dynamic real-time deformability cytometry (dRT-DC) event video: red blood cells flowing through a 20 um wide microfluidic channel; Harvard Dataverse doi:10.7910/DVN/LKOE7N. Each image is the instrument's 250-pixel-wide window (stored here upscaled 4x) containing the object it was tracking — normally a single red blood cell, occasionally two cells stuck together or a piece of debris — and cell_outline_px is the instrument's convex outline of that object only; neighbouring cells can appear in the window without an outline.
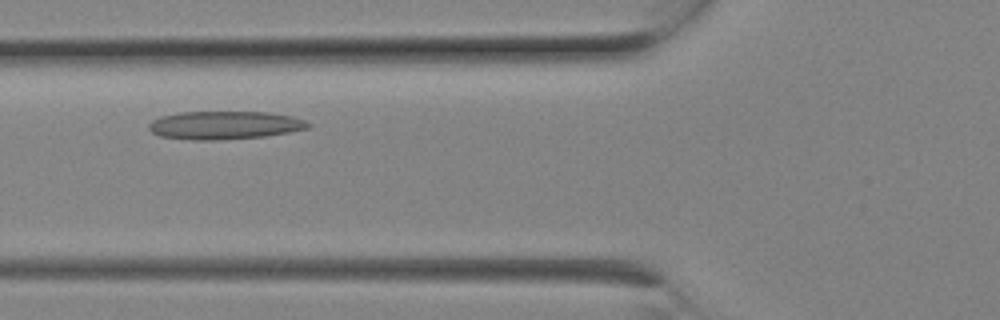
{"species": "Egyptian fruit bat (a non-hibernating species)", "species_latin": "Rousettus aegyptiacus", "temperature_condition": "room temperature", "stored_images_in_passage": 5, "camera_frame_rate_fps": 3000, "um_per_image_px": 0.085, "animal": {"sex": "female"}, "frame": {"image": 1, "passage_image": 4, "time_ms": 1.0, "image_size_px": [1000, 320], "cell_outline_px": [[312, 124], [308, 128], [288, 132], [264, 136], [216, 140], [192, 140], [160, 136], [152, 132], [148, 128], [148, 124], [152, 120], [160, 116], [180, 112], [268, 112], [292, 116], [304, 120]], "centroid_in_image_um": [19.06, 10.64], "position_along_channel_um": 106.7, "area_um2": 26.13}}
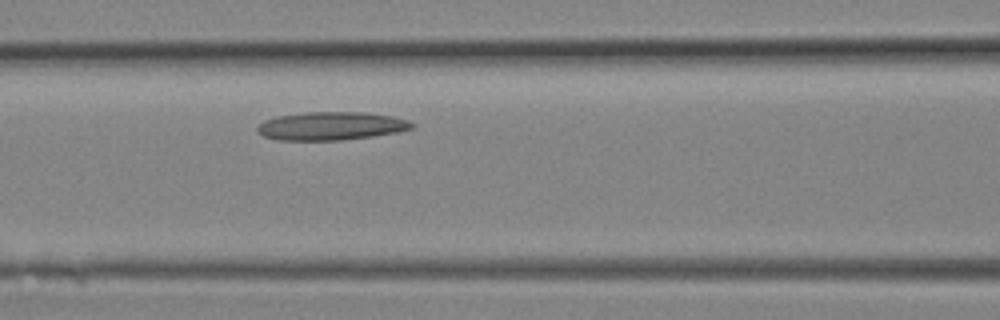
{"frame": {"image": 2, "passage_image": 5, "time_ms": 1.333, "image_size_px": [1000, 320], "cell_outline_px": [[416, 124], [412, 128], [396, 132], [372, 136], [340, 140], [276, 140], [264, 136], [256, 132], [256, 128], [264, 120], [276, 116], [304, 112], [364, 112], [392, 116], [408, 120]], "centroid_in_image_um": [28.11, 10.7], "position_along_channel_um": 138.5, "area_um2": 25.49}}